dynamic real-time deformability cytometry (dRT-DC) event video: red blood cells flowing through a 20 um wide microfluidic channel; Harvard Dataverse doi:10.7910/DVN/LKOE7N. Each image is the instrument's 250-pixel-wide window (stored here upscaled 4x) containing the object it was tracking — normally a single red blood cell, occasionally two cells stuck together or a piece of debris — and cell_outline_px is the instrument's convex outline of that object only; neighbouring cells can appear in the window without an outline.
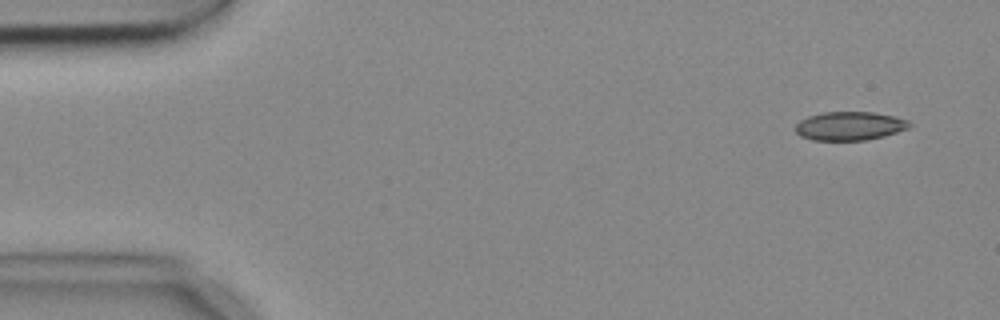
{"species": "common noctule bat (a hibernating species)", "species_latin": "Nyctalus noctula", "temperature_condition": "cold", "stored_images_in_passage": 5, "camera_frame_rate_fps": 3000, "um_per_image_px": 0.085, "animal": {"sex": "female", "body_mass_g": 18.4}, "frame": {"image": 1, "passage_image": 1, "time_ms": 0.0, "image_size_px": [1000, 320], "cell_outline_px": [[912, 124], [908, 128], [884, 136], [864, 140], [812, 140], [800, 136], [796, 132], [796, 124], [800, 120], [808, 116], [824, 112], [872, 112], [896, 116], [908, 120]], "centroid_in_image_um": [72.22, 10.7], "position_along_channel_um": 12.8, "area_um2": 19.02}}
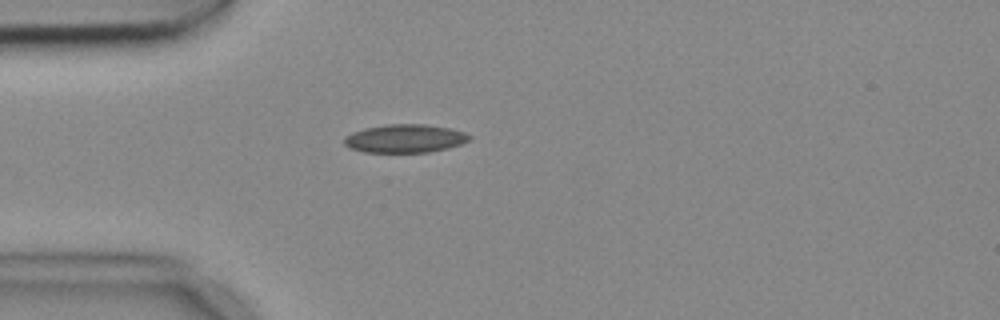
{"frame": {"image": 2, "passage_image": 4, "time_ms": 1.0, "image_size_px": [1000, 320], "cell_outline_px": [[472, 136], [468, 140], [460, 144], [448, 148], [428, 152], [364, 152], [348, 148], [344, 144], [344, 136], [352, 132], [364, 128], [388, 124], [424, 124], [452, 128], [464, 132]], "centroid_in_image_um": [34.39, 11.77], "position_along_channel_um": 50.6, "area_um2": 20.75}}